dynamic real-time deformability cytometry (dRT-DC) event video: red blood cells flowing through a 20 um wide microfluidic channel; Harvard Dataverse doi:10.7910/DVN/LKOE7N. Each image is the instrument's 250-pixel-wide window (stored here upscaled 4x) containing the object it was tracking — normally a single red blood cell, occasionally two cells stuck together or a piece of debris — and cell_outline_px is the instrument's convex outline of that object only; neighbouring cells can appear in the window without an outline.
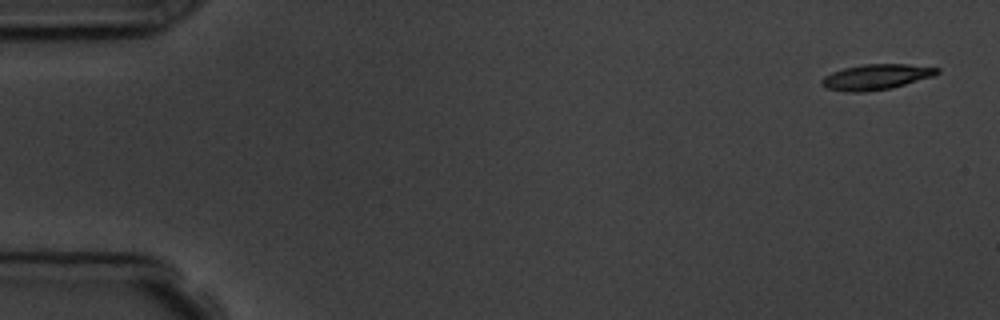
{"species": "common noctule bat (a hibernating species)", "species_latin": "Nyctalus noctula", "temperature_condition": "room temperature", "stored_images_in_passage": 5, "camera_frame_rate_fps": 3000, "um_per_image_px": 0.085, "animal": {"sex": "male", "body_mass_g": 19.5, "forearm_length_mm": 54.6}, "frame": {"image": 1, "passage_image": 1, "time_ms": 0.0, "image_size_px": [1000, 320], "cell_outline_px": [[940, 72], [932, 76], [892, 88], [868, 92], [848, 92], [824, 88], [820, 84], [820, 80], [824, 76], [832, 72], [844, 68], [864, 64], [908, 64], [940, 68]], "centroid_in_image_um": [74.43, 6.55], "position_along_channel_um": 10.6, "area_um2": 17.22}}